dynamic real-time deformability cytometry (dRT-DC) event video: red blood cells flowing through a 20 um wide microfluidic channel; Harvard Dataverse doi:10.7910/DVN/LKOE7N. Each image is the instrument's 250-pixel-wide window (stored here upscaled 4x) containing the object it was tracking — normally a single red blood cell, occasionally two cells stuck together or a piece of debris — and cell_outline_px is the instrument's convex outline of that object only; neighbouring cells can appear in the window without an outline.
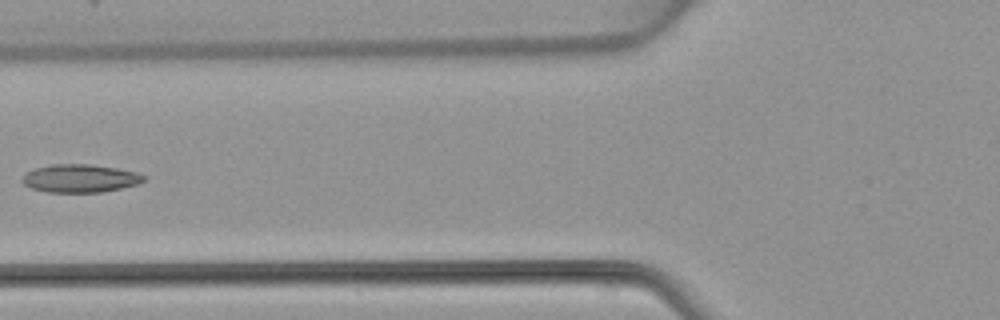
{"species": "common noctule bat (a hibernating species)", "species_latin": "Nyctalus noctula", "temperature_condition": "warm", "stored_images_in_passage": 6, "camera_frame_rate_fps": 3000, "um_per_image_px": 0.085, "animal": {"sex": "female", "body_mass_g": 22.7, "forearm_length_mm": 54.2}, "frame": {"image": 1, "passage_image": 5, "time_ms": 5.0, "image_size_px": [1000, 320], "cell_outline_px": [[144, 180], [136, 184], [120, 188], [100, 192], [48, 192], [32, 188], [24, 184], [20, 180], [28, 172], [36, 168], [52, 164], [92, 164], [116, 168], [136, 172], [144, 176]], "centroid_in_image_um": [6.78, 15.15], "position_along_channel_um": 119.0, "area_um2": 19.59}}
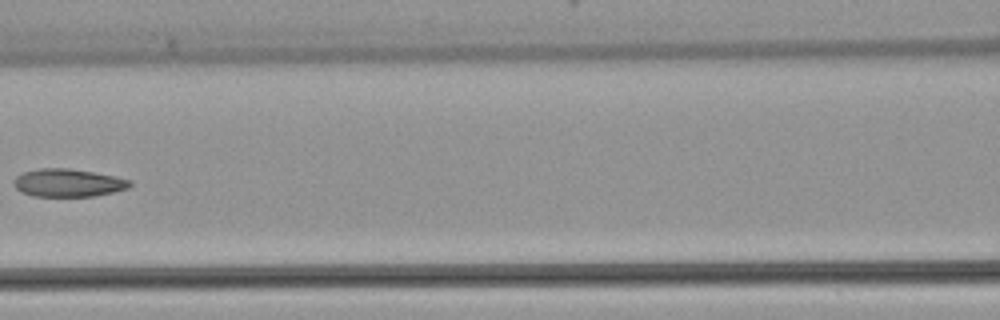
{"frame": {"image": 2, "passage_image": 6, "time_ms": 6.0, "image_size_px": [1000, 320], "cell_outline_px": [[132, 184], [128, 188], [112, 192], [92, 196], [32, 196], [20, 192], [12, 184], [12, 180], [16, 176], [24, 172], [40, 168], [68, 168], [116, 176], [132, 180]], "centroid_in_image_um": [5.76, 15.54], "position_along_channel_um": 160.8, "area_um2": 18.96}}